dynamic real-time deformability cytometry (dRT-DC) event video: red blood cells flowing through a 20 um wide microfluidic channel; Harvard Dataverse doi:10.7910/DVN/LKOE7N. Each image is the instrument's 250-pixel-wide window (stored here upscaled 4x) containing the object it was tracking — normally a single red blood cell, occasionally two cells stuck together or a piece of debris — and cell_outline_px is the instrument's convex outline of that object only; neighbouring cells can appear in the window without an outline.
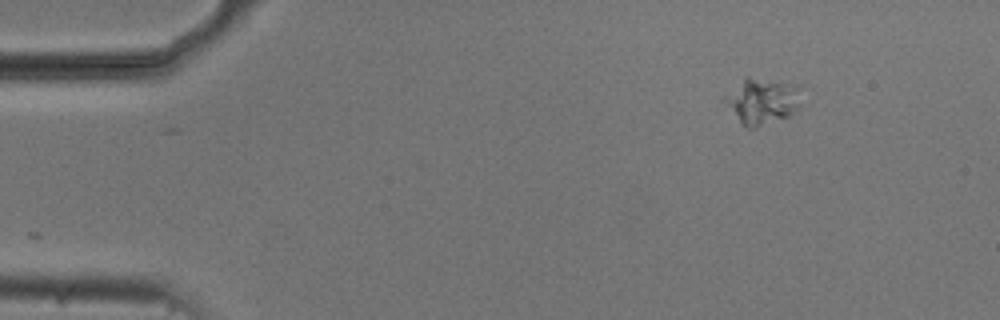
{"species": "common noctule bat (a hibernating species)", "species_latin": "Nyctalus noctula", "temperature_condition": "cold", "stored_images_in_passage": 49, "camera_frame_rate_fps": 3000, "um_per_image_px": 0.085, "animal": {"sex": "male", "body_mass_g": 20.5, "forearm_length_mm": 52.5}, "frame": {"image": 1, "passage_image": 1, "time_ms": 0.0, "image_size_px": [1000, 320], "cell_outline_px": [[800, 84], [796, 108], [788, 116], [756, 128], [748, 128], [740, 124], [720, 100], [720, 96], [744, 76], [748, 76]], "centroid_in_image_um": [64.64, 8.56], "position_along_channel_um": 20.4, "area_um2": 21.15}}
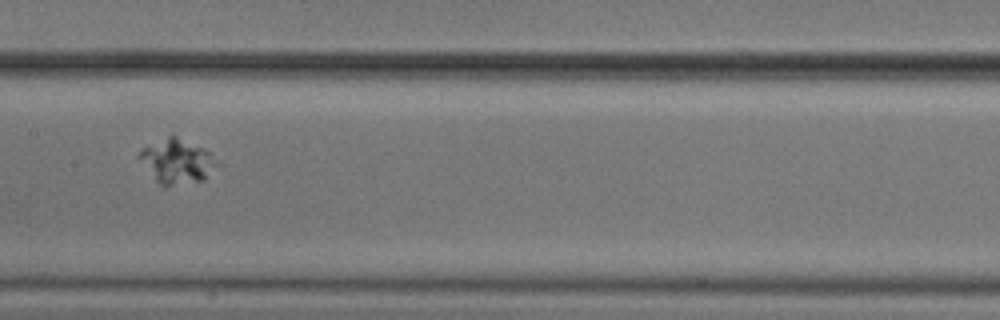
{"frame": {"image": 2, "passage_image": 22, "time_ms": 7.0, "image_size_px": [1000, 320], "cell_outline_px": [[224, 164], [204, 180], [164, 188], [156, 180], [136, 156], [140, 148], [172, 132], [204, 148]], "centroid_in_image_um": [15.09, 13.68], "position_along_channel_um": 192.3, "area_um2": 21.27}}
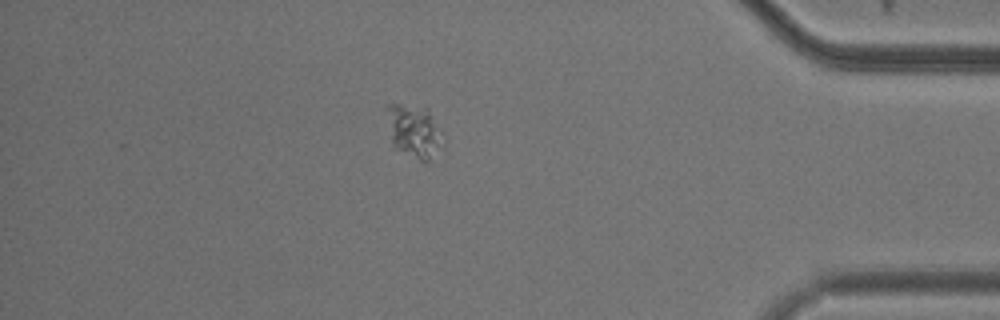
{"frame": {"image": 3, "passage_image": 42, "time_ms": 13.667, "image_size_px": [1000, 320], "cell_outline_px": [[444, 148], [428, 160], [420, 160], [392, 148], [384, 108], [384, 104], [400, 104], [428, 108], [440, 128]], "centroid_in_image_um": [35.15, 11.13], "position_along_channel_um": 400.0, "area_um2": 17.92}}